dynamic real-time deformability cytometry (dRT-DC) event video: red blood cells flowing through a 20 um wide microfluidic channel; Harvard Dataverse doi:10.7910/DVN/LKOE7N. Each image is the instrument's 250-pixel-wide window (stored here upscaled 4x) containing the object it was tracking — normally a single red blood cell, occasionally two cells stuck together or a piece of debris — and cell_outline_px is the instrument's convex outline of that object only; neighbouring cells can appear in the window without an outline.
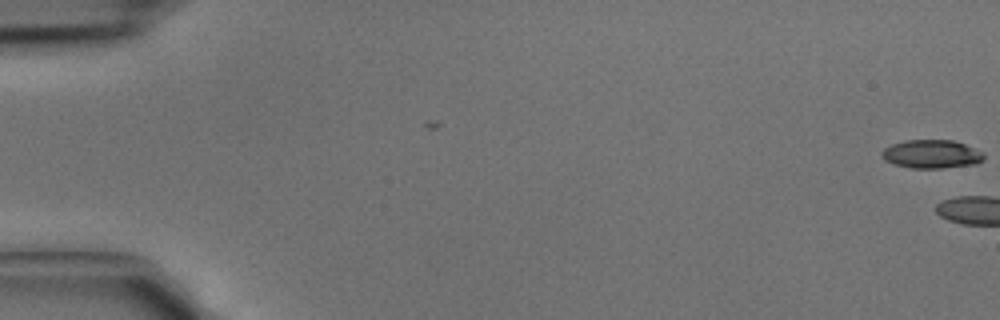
{"species": "common noctule bat (a hibernating species)", "species_latin": "Nyctalus noctula", "temperature_condition": "cold", "stored_images_in_passage": 3, "camera_frame_rate_fps": 3000, "um_per_image_px": 0.085, "animal": {"sex": "male", "body_mass_g": 15.6}, "frame": {"image": 1, "passage_image": 3, "time_ms": 0.667, "image_size_px": [1000, 320], "cell_outline_px": [[984, 160], [976, 164], [940, 168], [912, 168], [892, 164], [884, 160], [880, 156], [880, 152], [884, 148], [892, 144], [904, 140], [952, 140], [964, 144], [984, 152]], "centroid_in_image_um": [79.15, 13.1], "position_along_channel_um": 5.8, "area_um2": 17.11}}